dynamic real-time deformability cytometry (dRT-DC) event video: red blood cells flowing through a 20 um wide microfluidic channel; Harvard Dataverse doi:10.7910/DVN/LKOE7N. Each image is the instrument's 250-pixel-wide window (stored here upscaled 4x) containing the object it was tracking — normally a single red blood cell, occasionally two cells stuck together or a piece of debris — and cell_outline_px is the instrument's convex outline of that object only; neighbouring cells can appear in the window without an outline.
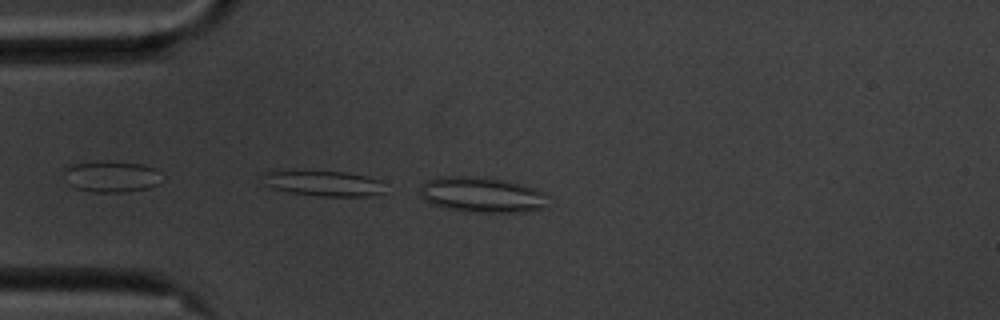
{"species": "common noctule bat (a hibernating species)", "species_latin": "Nyctalus noctula", "temperature_condition": "cold", "stored_images_in_passage": 2, "camera_frame_rate_fps": 3000, "um_per_image_px": 0.085, "animal": {"sex": "male", "body_mass_g": 20.1, "forearm_length_mm": 53.5}, "frame": {"image": 1, "passage_image": 2, "time_ms": 0.333, "image_size_px": [1000, 320], "cell_outline_px": [[544, 196], [540, 208], [524, 212], [472, 212], [448, 208], [432, 204], [424, 200], [420, 196], [420, 184], [424, 180], [440, 176], [476, 176], [500, 180], [532, 188], [544, 192]], "centroid_in_image_um": [40.8, 16.54], "position_along_channel_um": 44.2, "area_um2": 25.89}}